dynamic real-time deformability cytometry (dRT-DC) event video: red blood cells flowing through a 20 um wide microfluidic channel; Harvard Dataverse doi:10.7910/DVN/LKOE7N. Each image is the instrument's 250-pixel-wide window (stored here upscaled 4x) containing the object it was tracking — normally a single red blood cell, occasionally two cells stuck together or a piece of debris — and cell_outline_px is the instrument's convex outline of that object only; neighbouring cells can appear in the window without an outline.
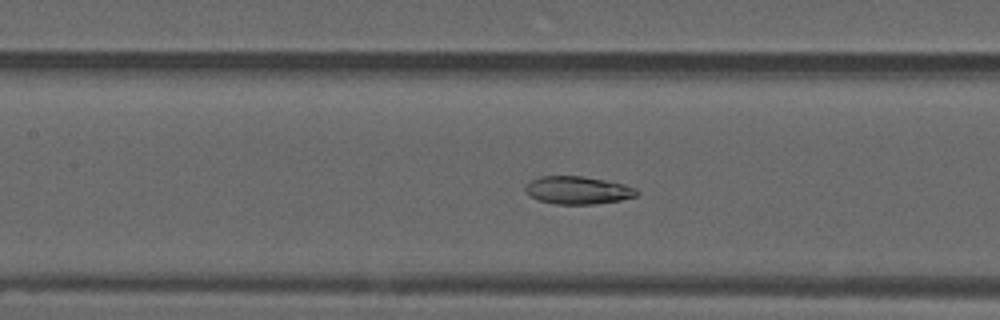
{"species": "common noctule bat (a hibernating species)", "species_latin": "Nyctalus noctula", "temperature_condition": "warm", "stored_images_in_passage": 54, "camera_frame_rate_fps": 3000, "um_per_image_px": 0.085, "animal": {"sex": "male", "forearm_length_mm": 52.5}, "frame": {"image": 1, "passage_image": 24, "time_ms": 7.667, "image_size_px": [1000, 320], "cell_outline_px": [[640, 192], [636, 196], [620, 200], [596, 204], [556, 204], [540, 200], [524, 192], [524, 188], [532, 180], [540, 176], [584, 176], [624, 184], [636, 188]], "centroid_in_image_um": [49.14, 16.17], "position_along_channel_um": 158.3, "area_um2": 17.98}}
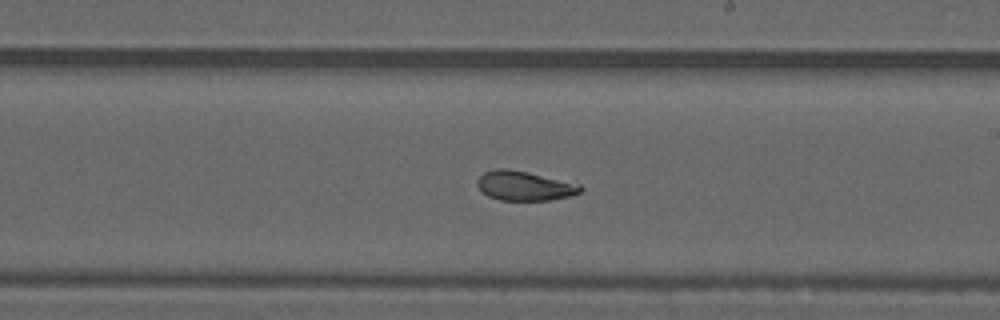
{"frame": {"image": 2, "passage_image": 31, "time_ms": 10.0, "image_size_px": [1000, 320], "cell_outline_px": [[584, 188], [580, 192], [568, 196], [548, 200], [500, 200], [488, 196], [476, 184], [476, 180], [484, 172], [496, 168], [508, 168], [528, 172], [580, 184]], "centroid_in_image_um": [44.56, 15.78], "position_along_channel_um": 244.4, "area_um2": 17.63}}
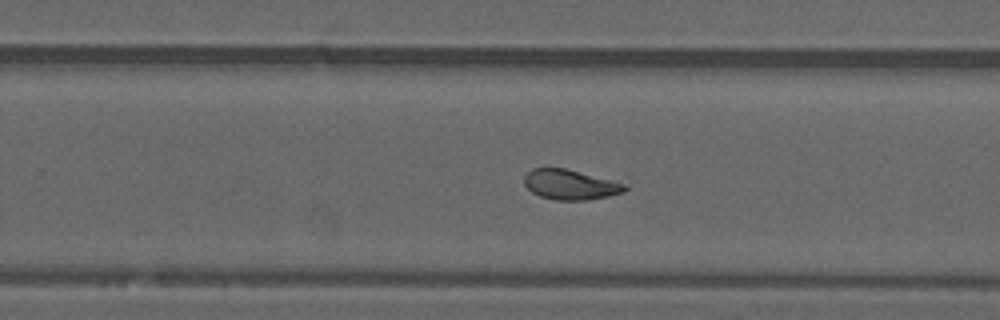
{"frame": {"image": 3, "passage_image": 34, "time_ms": 11.0, "image_size_px": [1000, 320], "cell_outline_px": [[628, 188], [624, 192], [608, 196], [588, 200], [556, 200], [540, 196], [532, 192], [524, 184], [524, 176], [532, 168], [564, 168], [628, 184]], "centroid_in_image_um": [48.49, 15.7], "position_along_channel_um": 281.3, "area_um2": 17.57}, "authors_computed_cell_mechanics": {"area_um2": 21.1259, "velocity_mm_per_s": 3.7132, "shape_relaxation_time_tau1_ms": null, "shape_relaxation_time_tau2_ms": 1.9643, "deformation_change_tau1": null, "deformation_change_tau2": 0.063}}